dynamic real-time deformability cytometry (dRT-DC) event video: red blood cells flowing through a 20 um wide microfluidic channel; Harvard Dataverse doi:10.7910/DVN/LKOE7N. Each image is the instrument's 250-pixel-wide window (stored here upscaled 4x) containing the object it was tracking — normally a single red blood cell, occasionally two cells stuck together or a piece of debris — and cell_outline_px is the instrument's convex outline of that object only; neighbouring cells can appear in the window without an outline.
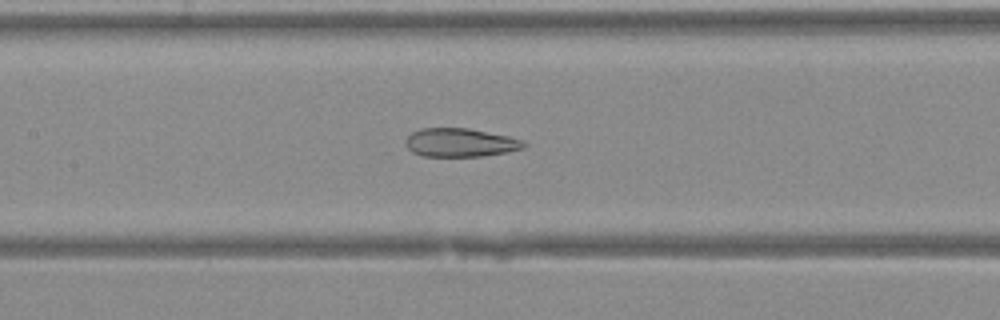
{"species": "Egyptian fruit bat (a non-hibernating species)", "species_latin": "Rousettus aegyptiacus", "temperature_condition": "warm", "stored_images_in_passage": 39, "camera_frame_rate_fps": 3000, "um_per_image_px": 0.085, "animal": {"sex": "female"}, "frame": {"image": 1, "passage_image": 18, "time_ms": 5.667, "image_size_px": [1000, 320], "cell_outline_px": [[528, 144], [524, 148], [504, 152], [480, 156], [424, 156], [412, 152], [408, 148], [404, 140], [412, 132], [420, 128], [468, 128], [508, 136], [524, 140]], "centroid_in_image_um": [39.12, 12.11], "position_along_channel_um": 168.3, "area_um2": 19.59}}
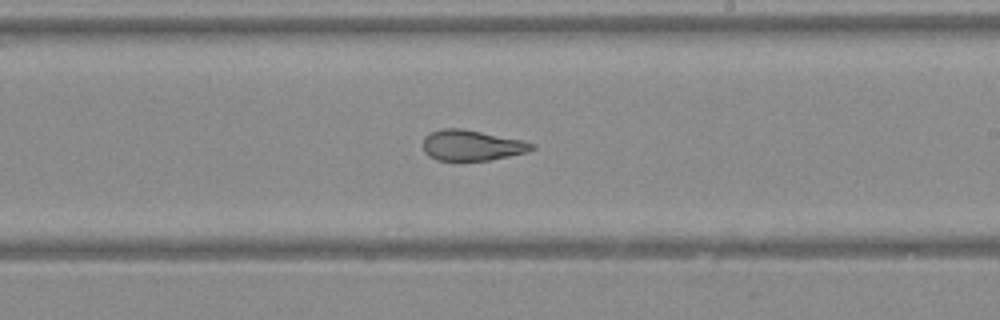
{"frame": {"image": 2, "passage_image": 23, "time_ms": 7.333, "image_size_px": [1000, 320], "cell_outline_px": [[536, 148], [528, 152], [488, 160], [436, 160], [428, 156], [424, 152], [424, 136], [432, 132], [444, 128], [460, 128], [524, 140], [536, 144]], "centroid_in_image_um": [40.13, 12.35], "position_along_channel_um": 248.9, "area_um2": 19.36}}
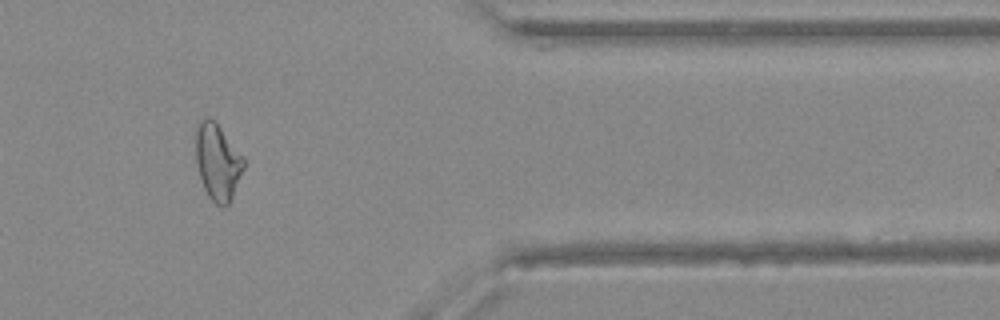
{"frame": {"image": 3, "passage_image": 33, "time_ms": 10.667, "image_size_px": [1000, 320], "cell_outline_px": [[244, 168], [232, 196], [228, 204], [224, 208], [216, 204], [208, 196], [204, 188], [196, 164], [196, 128], [200, 120], [208, 116], [220, 128], [244, 156]], "centroid_in_image_um": [18.49, 13.77], "position_along_channel_um": 392.9, "area_um2": 21.1}}